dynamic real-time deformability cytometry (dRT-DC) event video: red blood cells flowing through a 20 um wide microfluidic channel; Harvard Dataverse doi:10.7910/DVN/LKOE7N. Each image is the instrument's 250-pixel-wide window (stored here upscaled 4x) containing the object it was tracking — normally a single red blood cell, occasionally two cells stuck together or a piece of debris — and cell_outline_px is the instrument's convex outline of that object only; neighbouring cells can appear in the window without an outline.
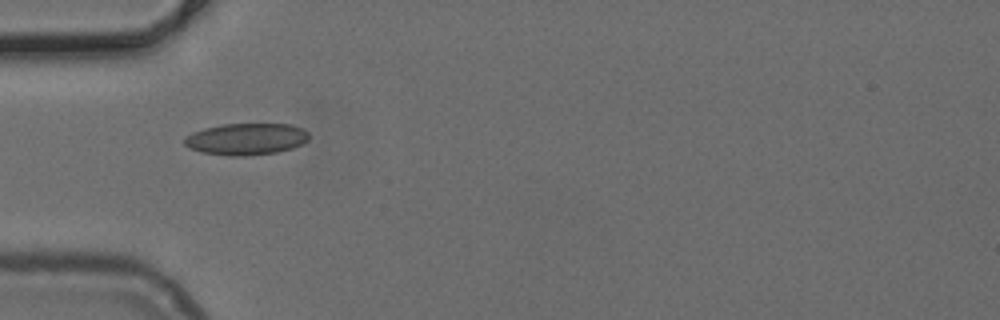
{"species": "common noctule bat (a hibernating species)", "species_latin": "Nyctalus noctula", "temperature_condition": "cold", "stored_images_in_passage": 10, "camera_frame_rate_fps": 3000, "um_per_image_px": 0.085, "animal": {"sex": "female", "body_mass_g": 24.6, "forearm_length_mm": 56.2}, "frame": {"image": 1, "passage_image": 1, "time_ms": 0.0, "image_size_px": [1000, 320], "cell_outline_px": [[308, 140], [292, 148], [276, 152], [244, 156], [228, 156], [200, 152], [188, 148], [184, 144], [184, 136], [192, 132], [204, 128], [224, 124], [292, 124], [304, 128], [308, 132]], "centroid_in_image_um": [20.9, 11.82], "position_along_channel_um": 64.1, "area_um2": 23.18}}
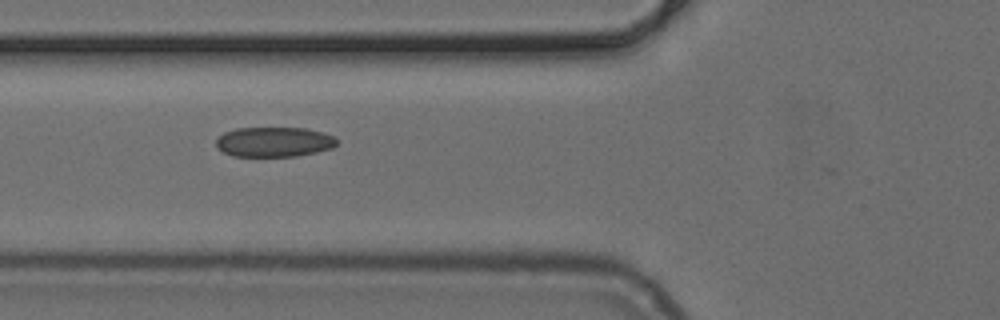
{"frame": {"image": 2, "passage_image": 4, "time_ms": 1.0, "image_size_px": [1000, 320], "cell_outline_px": [[340, 140], [332, 148], [316, 152], [296, 156], [232, 156], [216, 148], [216, 140], [224, 132], [236, 128], [304, 128], [320, 132], [332, 136]], "centroid_in_image_um": [23.28, 12.06], "position_along_channel_um": 102.5, "area_um2": 20.98}}
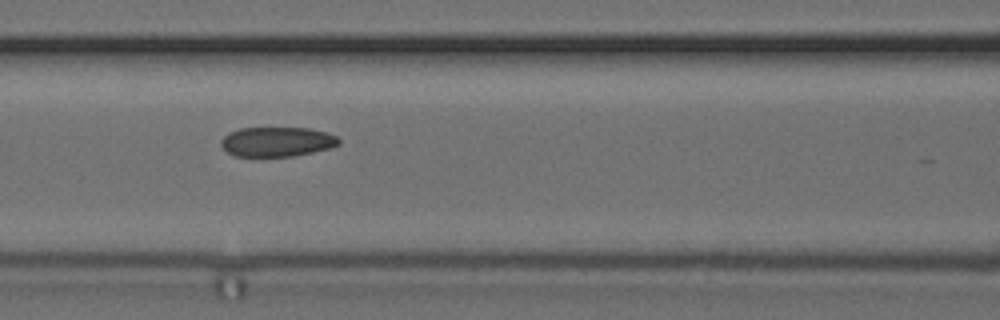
{"frame": {"image": 3, "passage_image": 7, "time_ms": 2.0, "image_size_px": [1000, 320], "cell_outline_px": [[340, 144], [332, 148], [292, 156], [236, 156], [228, 152], [220, 144], [220, 140], [228, 132], [240, 128], [308, 128], [328, 132], [336, 136], [340, 140]], "centroid_in_image_um": [23.56, 12.04], "position_along_channel_um": 143.0, "area_um2": 20.4}}